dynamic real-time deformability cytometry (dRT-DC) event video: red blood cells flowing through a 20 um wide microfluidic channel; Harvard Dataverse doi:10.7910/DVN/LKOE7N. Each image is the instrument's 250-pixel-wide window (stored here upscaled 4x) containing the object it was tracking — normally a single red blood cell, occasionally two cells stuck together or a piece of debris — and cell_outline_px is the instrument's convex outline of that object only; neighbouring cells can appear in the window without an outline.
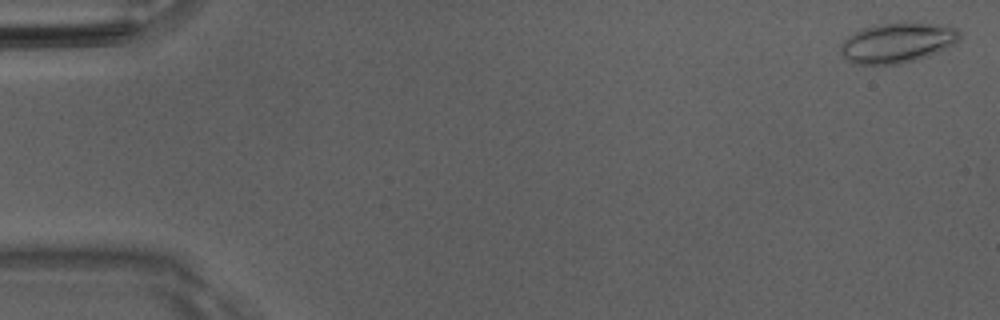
{"species": "Egyptian fruit bat (a non-hibernating species)", "species_latin": "Rousettus aegyptiacus", "temperature_condition": "room temperature", "stored_images_in_passage": 50, "camera_frame_rate_fps": 3000, "um_per_image_px": 0.085, "animal": {"sex": "male"}, "frame": {"image": 1, "passage_image": 1, "time_ms": 0.0, "image_size_px": [1000, 320], "cell_outline_px": [[960, 36], [952, 44], [928, 56], [900, 64], [852, 64], [844, 60], [840, 52], [840, 44], [848, 36], [872, 24], [928, 24], [956, 28], [960, 32]], "centroid_in_image_um": [76.17, 3.67], "position_along_channel_um": 8.8, "area_um2": 27.17}}
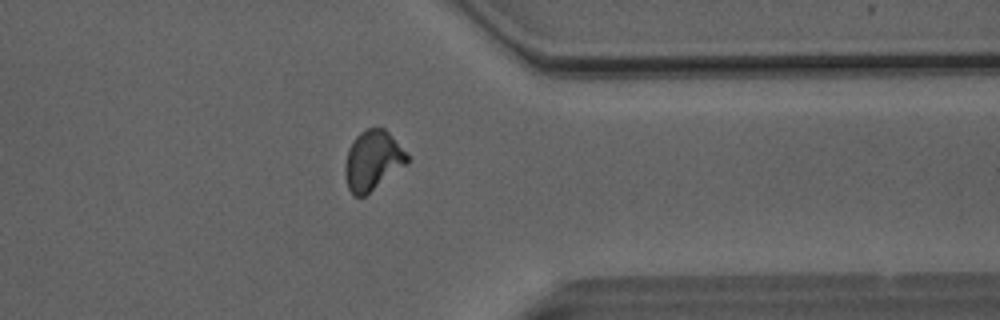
{"frame": {"image": 2, "passage_image": 40, "time_ms": 13.0, "image_size_px": [1000, 320], "cell_outline_px": [[408, 164], [364, 196], [356, 196], [348, 188], [344, 176], [344, 164], [348, 148], [352, 140], [364, 128], [384, 128], [408, 152]], "centroid_in_image_um": [31.68, 13.62], "position_along_channel_um": 379.7, "area_um2": 21.85}}
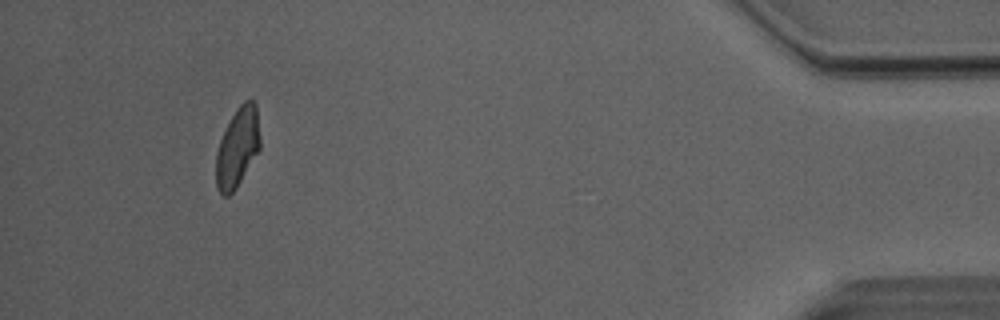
{"frame": {"image": 3, "passage_image": 47, "time_ms": 15.333, "image_size_px": [1000, 320], "cell_outline_px": [[260, 148], [236, 188], [228, 196], [224, 196], [216, 188], [216, 152], [220, 140], [236, 108], [244, 100], [252, 100], [256, 104], [260, 136]], "centroid_in_image_um": [20.19, 12.53], "position_along_channel_um": 415.0, "area_um2": 20.23}, "authors_computed_cell_mechanics": {"area_um2": 21.675, "velocity_mm_per_s": 4.0739, "shape_relaxation_time_tau1_ms": 6.767, "shape_relaxation_time_tau2_ms": 1.8652, "deformation_change_tau1": 0.1905, "deformation_change_tau2": 0.0851}}